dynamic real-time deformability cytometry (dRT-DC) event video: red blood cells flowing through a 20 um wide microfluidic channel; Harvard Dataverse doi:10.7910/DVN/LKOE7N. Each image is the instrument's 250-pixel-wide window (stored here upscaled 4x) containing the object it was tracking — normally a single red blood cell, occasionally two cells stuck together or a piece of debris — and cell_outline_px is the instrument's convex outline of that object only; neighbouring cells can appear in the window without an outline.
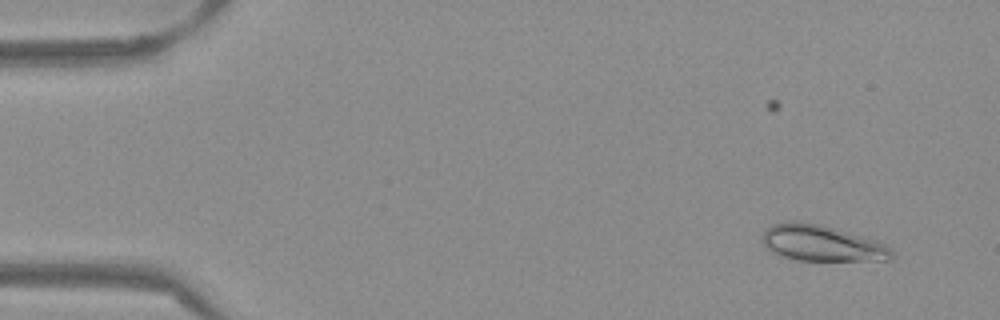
{"species": "Egyptian fruit bat (a non-hibernating species)", "species_latin": "Rousettus aegyptiacus", "temperature_condition": "warm", "stored_images_in_passage": 52, "camera_frame_rate_fps": 3000, "um_per_image_px": 0.085, "frame": {"image": 1, "passage_image": 3, "time_ms": 0.667, "image_size_px": [1000, 320], "cell_outline_px": [[892, 260], [796, 260], [776, 256], [764, 248], [764, 228], [772, 224], [788, 220], [796, 220], [816, 224], [848, 232], [876, 240], [888, 244], [892, 248]], "centroid_in_image_um": [69.81, 20.68], "position_along_channel_um": 15.2, "area_um2": 27.4}}
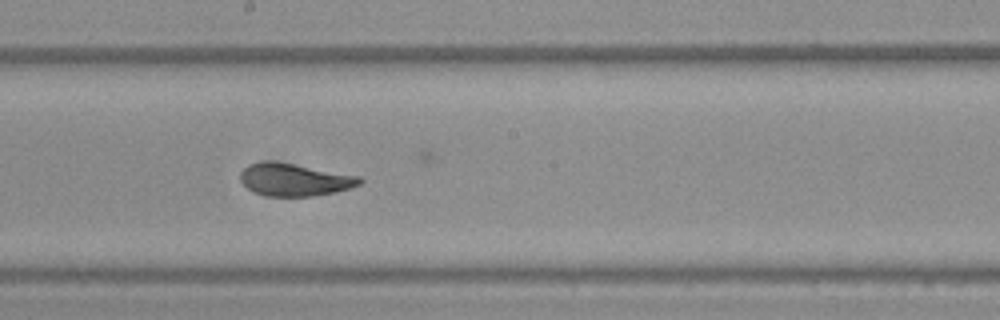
{"frame": {"image": 2, "passage_image": 28, "time_ms": 9.0, "image_size_px": [1000, 320], "cell_outline_px": [[364, 180], [360, 184], [348, 188], [316, 196], [268, 196], [256, 192], [248, 188], [240, 180], [240, 172], [248, 164], [264, 160], [268, 160], [292, 164], [360, 176]], "centroid_in_image_um": [25.0, 15.26], "position_along_channel_um": 223.2, "area_um2": 22.37}}
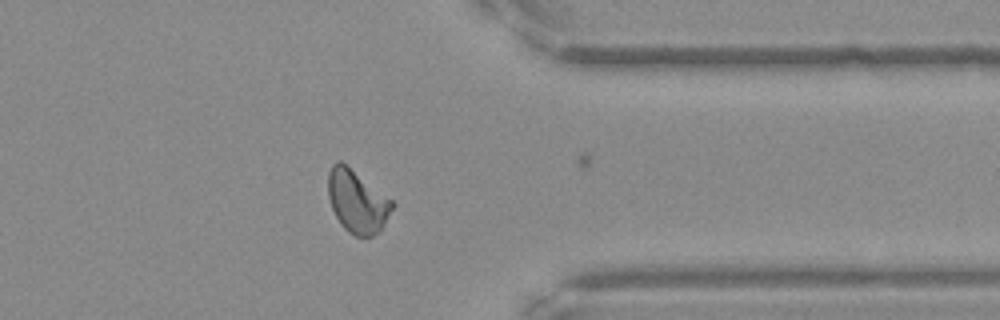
{"frame": {"image": 3, "passage_image": 41, "time_ms": 13.333, "image_size_px": [1000, 320], "cell_outline_px": [[396, 204], [380, 232], [372, 236], [356, 236], [348, 232], [340, 224], [332, 208], [328, 196], [328, 172], [332, 164], [336, 160], [340, 160], [392, 200]], "centroid_in_image_um": [30.36, 17.13], "position_along_channel_um": 381.0, "area_um2": 23.41}}